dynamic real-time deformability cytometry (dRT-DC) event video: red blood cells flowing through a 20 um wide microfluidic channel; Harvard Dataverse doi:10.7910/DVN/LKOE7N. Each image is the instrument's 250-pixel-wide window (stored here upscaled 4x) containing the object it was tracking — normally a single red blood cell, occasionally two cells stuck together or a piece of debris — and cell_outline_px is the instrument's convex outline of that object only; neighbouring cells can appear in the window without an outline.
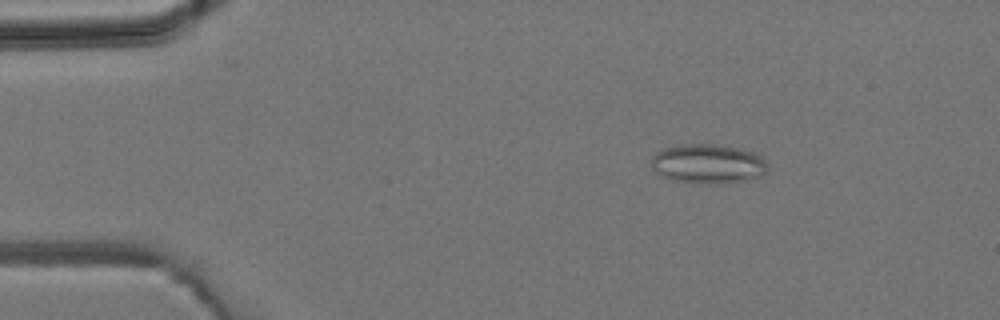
{"species": "common noctule bat (a hibernating species)", "species_latin": "Nyctalus noctula", "temperature_condition": "room temperature", "stored_images_in_passage": 43, "camera_frame_rate_fps": 3000, "um_per_image_px": 0.085, "animal": {"sex": "male", "body_mass_g": 19.2, "forearm_length_mm": 51.8}, "frame": {"image": 1, "passage_image": 6, "time_ms": 1.667, "image_size_px": [1000, 320], "cell_outline_px": [[768, 172], [748, 180], [724, 184], [696, 184], [672, 180], [656, 172], [652, 168], [652, 156], [656, 152], [664, 148], [680, 144], [716, 144], [740, 148], [752, 152], [760, 156], [768, 164]], "centroid_in_image_um": [60.19, 13.94], "position_along_channel_um": 24.8, "area_um2": 27.11}}
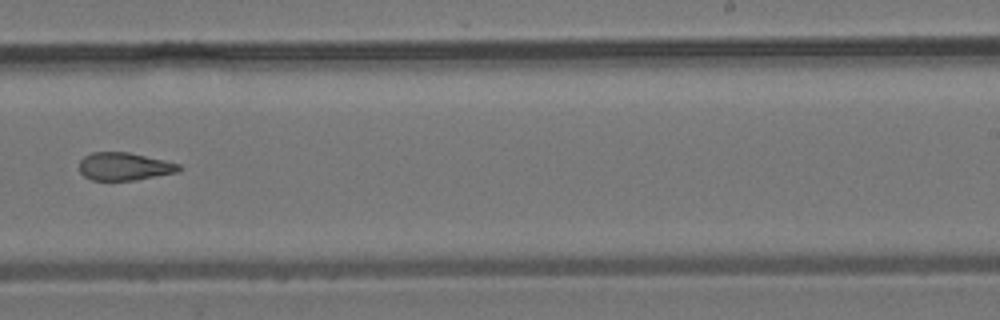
{"frame": {"image": 2, "passage_image": 27, "time_ms": 8.667, "image_size_px": [1000, 320], "cell_outline_px": [[184, 168], [180, 172], [136, 180], [92, 180], [84, 176], [80, 172], [80, 160], [84, 156], [92, 152], [128, 152], [164, 160], [180, 164]], "centroid_in_image_um": [10.61, 14.15], "position_along_channel_um": 278.4, "area_um2": 16.3}}
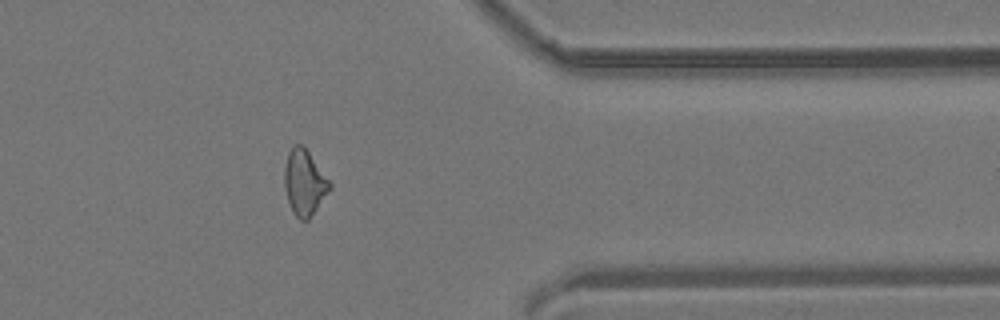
{"frame": {"image": 3, "passage_image": 35, "time_ms": 11.333, "image_size_px": [1000, 320], "cell_outline_px": [[332, 188], [308, 220], [300, 220], [292, 212], [284, 188], [284, 168], [288, 152], [296, 144], [300, 144], [308, 152], [332, 184]], "centroid_in_image_um": [25.87, 15.55], "position_along_channel_um": 385.5, "area_um2": 17.11}}